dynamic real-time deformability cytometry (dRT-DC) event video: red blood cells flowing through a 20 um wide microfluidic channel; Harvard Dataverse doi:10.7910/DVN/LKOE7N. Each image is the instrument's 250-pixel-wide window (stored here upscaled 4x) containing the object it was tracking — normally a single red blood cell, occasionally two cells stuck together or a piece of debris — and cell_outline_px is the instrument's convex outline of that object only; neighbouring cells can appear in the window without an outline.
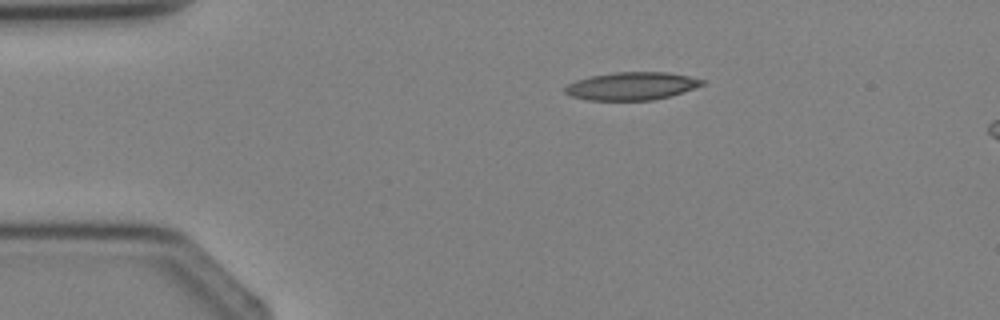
{"species": "Egyptian fruit bat (a non-hibernating species)", "species_latin": "Rousettus aegyptiacus", "temperature_condition": "cold", "stored_images_in_passage": 5, "camera_frame_rate_fps": 3000, "um_per_image_px": 0.085, "animal": {"sex": "female"}, "frame": {"image": 1, "passage_image": 5, "time_ms": 4.667, "image_size_px": [1000, 320], "cell_outline_px": [[704, 84], [668, 96], [652, 100], [588, 100], [572, 96], [564, 92], [564, 88], [568, 84], [576, 80], [592, 76], [616, 72], [668, 72], [688, 76], [704, 80]], "centroid_in_image_um": [53.65, 7.31], "position_along_channel_um": 31.3, "area_um2": 21.91}}